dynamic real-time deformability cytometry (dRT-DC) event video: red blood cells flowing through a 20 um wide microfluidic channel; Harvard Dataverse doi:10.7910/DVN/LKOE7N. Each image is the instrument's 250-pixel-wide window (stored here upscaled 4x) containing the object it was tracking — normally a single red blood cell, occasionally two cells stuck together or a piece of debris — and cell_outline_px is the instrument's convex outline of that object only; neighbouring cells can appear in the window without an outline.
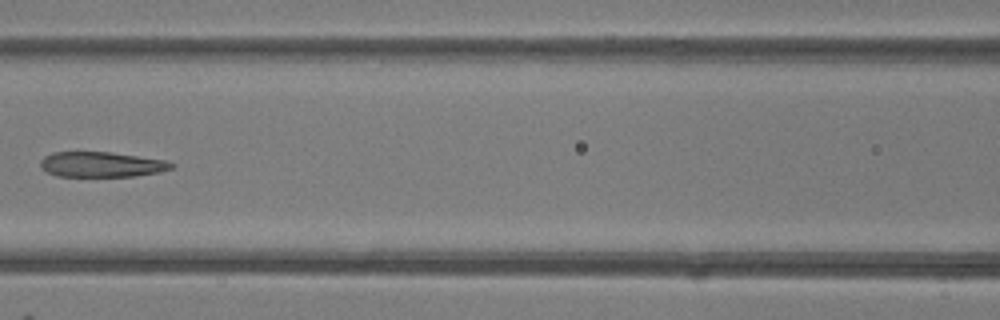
{"species": "common noctule bat (a hibernating species)", "species_latin": "Nyctalus noctula", "temperature_condition": "room temperature", "stored_images_in_passage": 6, "camera_frame_rate_fps": 3000, "um_per_image_px": 0.085, "animal": {"sex": "female"}, "frame": {"image": 1, "passage_image": 6, "time_ms": 6.667, "image_size_px": [1000, 320], "cell_outline_px": [[176, 164], [172, 168], [160, 172], [136, 176], [56, 176], [40, 168], [40, 160], [44, 156], [52, 152], [108, 152], [168, 160]], "centroid_in_image_um": [8.64, 13.98], "position_along_channel_um": 158.0, "area_um2": 19.36}}